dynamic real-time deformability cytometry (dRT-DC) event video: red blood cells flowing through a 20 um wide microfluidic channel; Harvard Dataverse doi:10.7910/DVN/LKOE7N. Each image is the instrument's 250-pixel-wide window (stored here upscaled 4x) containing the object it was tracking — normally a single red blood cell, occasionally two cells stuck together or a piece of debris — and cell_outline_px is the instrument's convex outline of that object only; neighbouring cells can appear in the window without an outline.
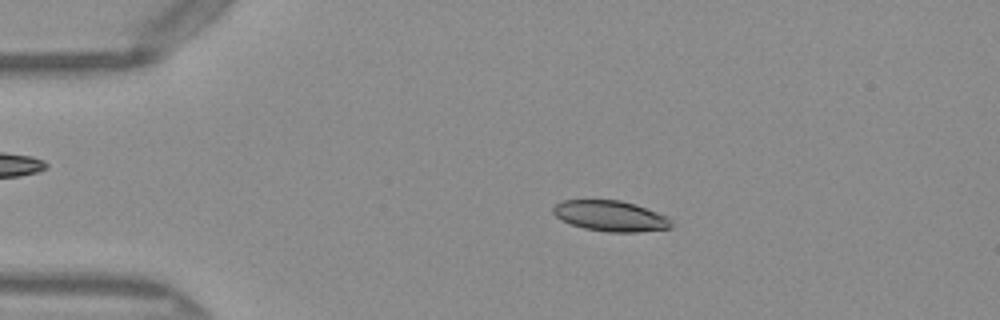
{"species": "Egyptian fruit bat (a non-hibernating species)", "species_latin": "Rousettus aegyptiacus", "temperature_condition": "warm", "stored_images_in_passage": 50, "camera_frame_rate_fps": 3000, "um_per_image_px": 0.085, "frame": {"image": 1, "passage_image": 10, "time_ms": 3.0, "image_size_px": [1000, 320], "cell_outline_px": [[672, 228], [636, 232], [608, 232], [584, 228], [560, 220], [552, 212], [552, 208], [556, 204], [564, 200], [620, 200], [636, 204], [668, 216], [672, 220]], "centroid_in_image_um": [51.92, 18.36], "position_along_channel_um": 33.1, "area_um2": 21.21}}
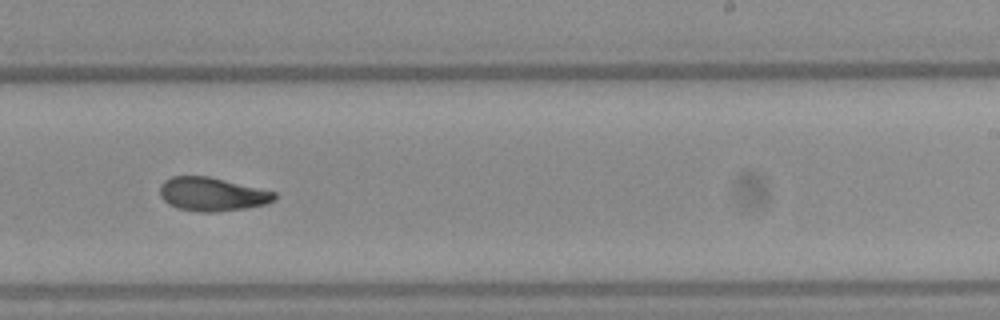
{"frame": {"image": 2, "passage_image": 31, "time_ms": 10.0, "image_size_px": [1000, 320], "cell_outline_px": [[276, 200], [268, 204], [244, 208], [212, 212], [200, 212], [176, 208], [168, 204], [160, 196], [160, 184], [164, 180], [172, 176], [208, 176], [276, 192]], "centroid_in_image_um": [18.01, 16.51], "position_along_channel_um": 271.0, "area_um2": 22.48}}
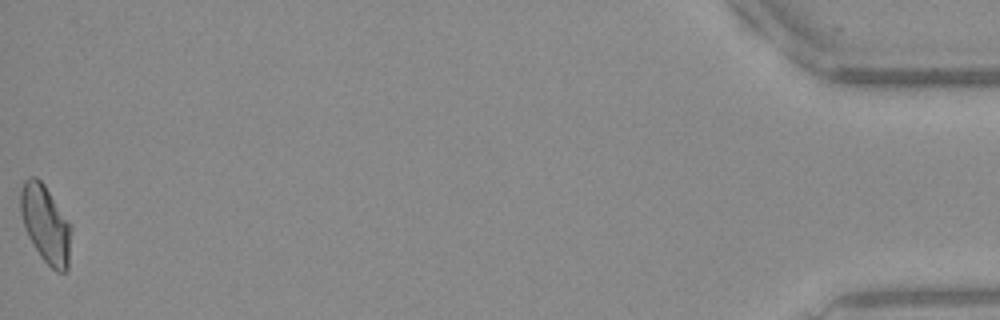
{"frame": {"image": 3, "passage_image": 50, "time_ms": 16.333, "image_size_px": [1000, 320], "cell_outline_px": [[72, 228], [68, 268], [64, 272], [56, 272], [40, 256], [28, 236], [24, 228], [20, 212], [20, 192], [24, 180], [28, 176], [36, 176], [44, 184], [72, 224]], "centroid_in_image_um": [3.88, 19.03], "position_along_channel_um": 431.3, "area_um2": 23.24}, "authors_computed_cell_mechanics": {"area_um2": 22.1374, "velocity_mm_per_s": 4.073, "shape_relaxation_time_tau1_ms": 5.7661, "shape_relaxation_time_tau2_ms": 2.2916, "deformation_change_tau1": 0.1641, "deformation_change_tau2": 0.087}}